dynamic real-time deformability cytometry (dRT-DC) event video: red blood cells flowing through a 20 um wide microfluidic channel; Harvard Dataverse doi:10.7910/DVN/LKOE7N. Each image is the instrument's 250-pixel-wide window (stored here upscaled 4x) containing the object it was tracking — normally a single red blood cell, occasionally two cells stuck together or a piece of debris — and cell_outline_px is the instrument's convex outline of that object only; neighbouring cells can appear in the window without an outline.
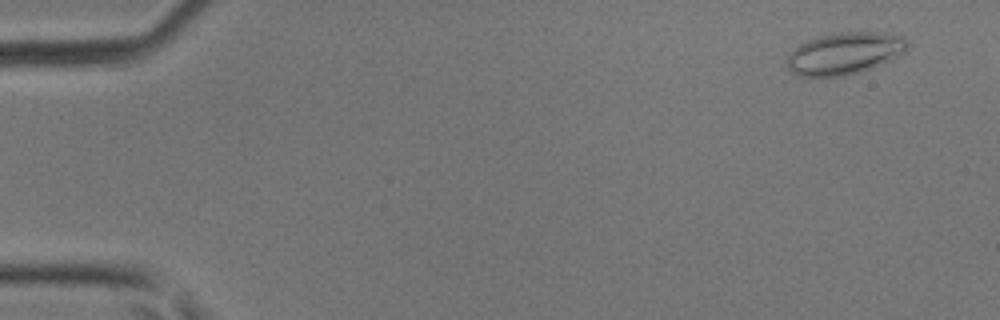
{"species": "common noctule bat (a hibernating species)", "species_latin": "Nyctalus noctula", "temperature_condition": "room temperature", "stored_images_in_passage": 47, "camera_frame_rate_fps": 3000, "um_per_image_px": 0.085, "animal": {"sex": "male", "body_mass_g": 17.9, "forearm_length_mm": 54.2}, "frame": {"image": 1, "passage_image": 3, "time_ms": 0.667, "image_size_px": [1000, 320], "cell_outline_px": [[908, 44], [904, 52], [888, 60], [868, 68], [856, 72], [840, 76], [800, 76], [792, 72], [784, 64], [784, 60], [800, 44], [816, 36], [836, 32], [880, 32], [900, 36], [908, 40]], "centroid_in_image_um": [71.73, 4.52], "position_along_channel_um": 13.3, "area_um2": 29.07}}
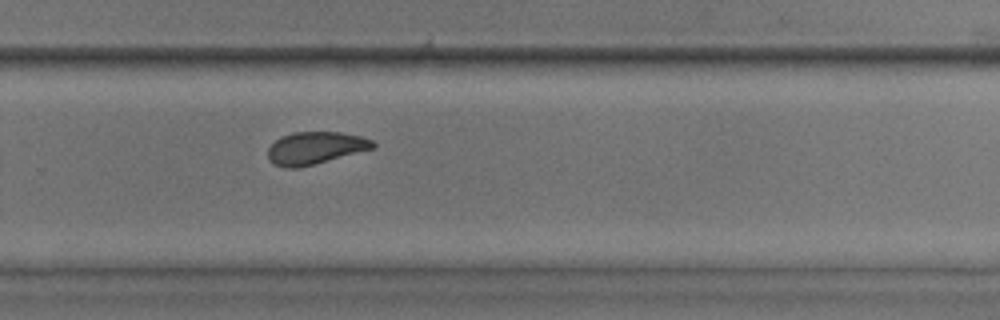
{"frame": {"image": 2, "passage_image": 32, "time_ms": 10.333, "image_size_px": [1000, 320], "cell_outline_px": [[376, 148], [296, 168], [288, 168], [276, 164], [268, 160], [268, 148], [280, 136], [292, 132], [340, 132], [360, 136], [372, 140], [376, 144]], "centroid_in_image_um": [26.8, 12.56], "position_along_channel_um": 303.0, "area_um2": 19.65}}
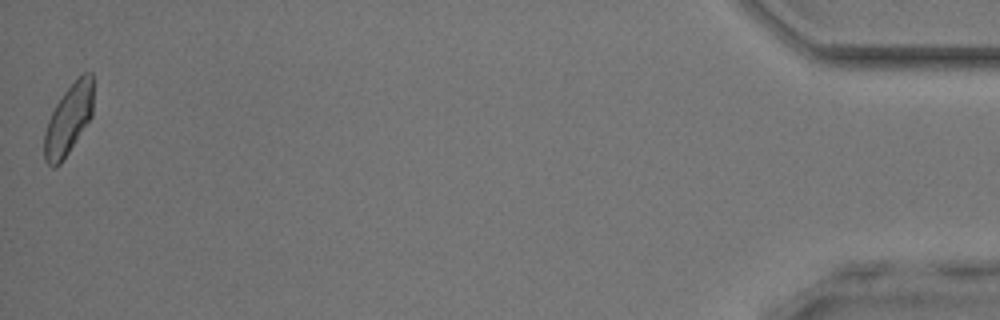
{"frame": {"image": 3, "passage_image": 47, "time_ms": 15.333, "image_size_px": [1000, 320], "cell_outline_px": [[92, 116], [60, 164], [56, 168], [52, 168], [44, 160], [44, 132], [48, 120], [56, 104], [64, 92], [84, 72], [92, 72]], "centroid_in_image_um": [5.8, 10.19], "position_along_channel_um": 429.4, "area_um2": 19.71}}